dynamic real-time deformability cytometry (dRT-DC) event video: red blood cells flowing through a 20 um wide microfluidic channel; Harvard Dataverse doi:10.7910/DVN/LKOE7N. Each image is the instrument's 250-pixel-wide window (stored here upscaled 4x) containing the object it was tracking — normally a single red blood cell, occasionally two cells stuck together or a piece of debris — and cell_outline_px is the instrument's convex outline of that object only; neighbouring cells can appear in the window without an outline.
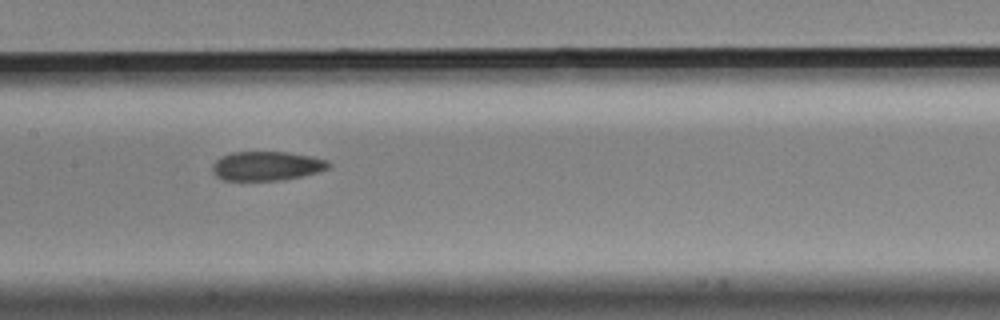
{"species": "Egyptian fruit bat (a non-hibernating species)", "species_latin": "Rousettus aegyptiacus", "temperature_condition": "cold", "stored_images_in_passage": 15, "camera_frame_rate_fps": 3000, "um_per_image_px": 0.085, "animal": {"sex": "male"}, "frame": {"image": 1, "passage_image": 7, "time_ms": 2.0, "image_size_px": [1000, 320], "cell_outline_px": [[332, 164], [328, 168], [316, 172], [300, 176], [280, 180], [224, 180], [216, 176], [212, 172], [212, 164], [220, 156], [232, 152], [284, 152], [312, 156], [328, 160]], "centroid_in_image_um": [22.64, 14.1], "position_along_channel_um": 184.8, "area_um2": 19.71}}
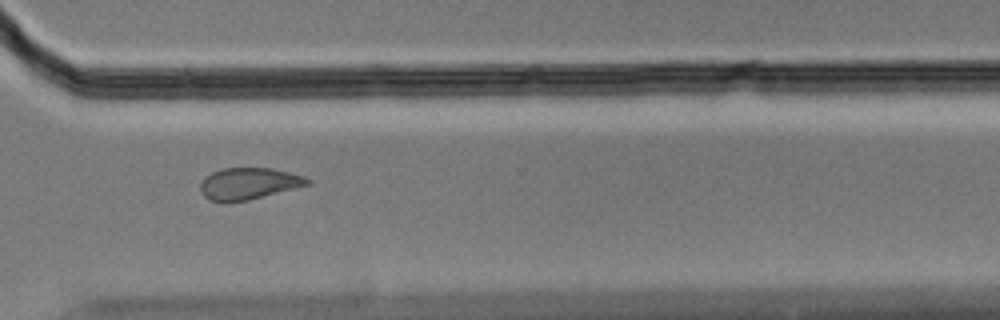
{"frame": {"image": 2, "passage_image": 11, "time_ms": 3.333, "image_size_px": [1000, 320], "cell_outline_px": [[312, 184], [248, 200], [208, 200], [200, 192], [200, 184], [204, 176], [220, 168], [272, 168], [304, 176], [312, 180]], "centroid_in_image_um": [21.15, 15.58], "position_along_channel_um": 349.4, "area_um2": 19.65}}
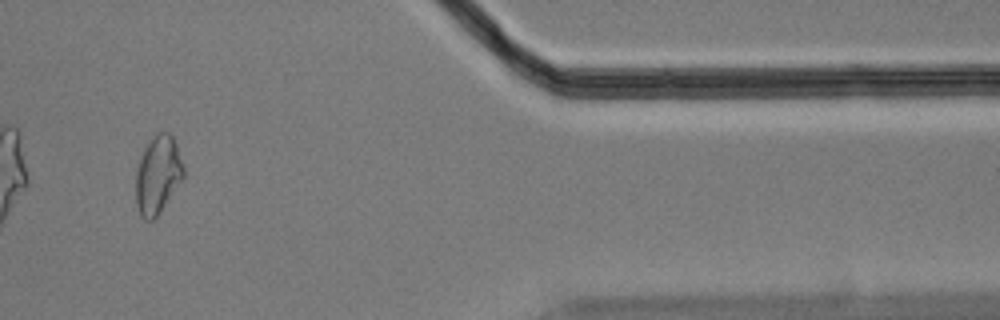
{"frame": {"image": 3, "passage_image": 13, "time_ms": 4.0, "image_size_px": [1000, 320], "cell_outline_px": [[184, 180], [160, 212], [152, 220], [144, 220], [140, 216], [136, 204], [136, 172], [140, 156], [144, 148], [152, 136], [156, 132], [168, 132], [172, 136], [176, 144], [184, 168]], "centroid_in_image_um": [13.42, 14.87], "position_along_channel_um": 398.0, "area_um2": 21.96}}